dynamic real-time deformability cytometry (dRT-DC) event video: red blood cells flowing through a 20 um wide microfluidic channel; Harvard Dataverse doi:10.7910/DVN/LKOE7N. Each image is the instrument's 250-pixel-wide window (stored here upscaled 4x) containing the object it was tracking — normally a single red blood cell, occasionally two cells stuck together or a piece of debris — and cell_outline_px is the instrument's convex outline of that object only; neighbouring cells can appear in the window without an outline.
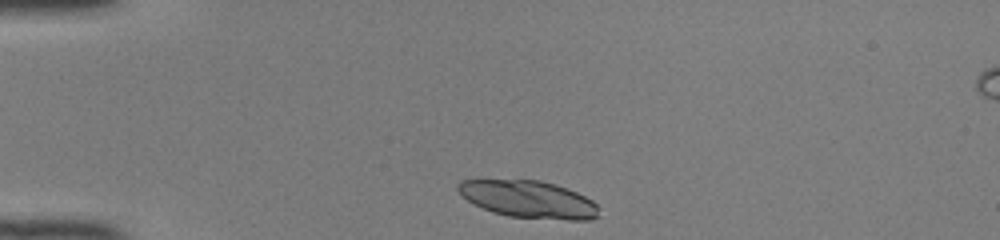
{"species": "common noctule bat (a hibernating species)", "species_latin": "Nyctalus noctula", "temperature_condition": "room temperature", "stored_images_in_passage": 38, "camera_frame_rate_fps": 3000, "um_per_image_px": 0.085, "animal": {"sex": "female", "body_mass_g": 22.0, "forearm_length_mm": 56.7}, "frame": {"image": 1, "passage_image": 1, "time_ms": 0.0, "image_size_px": [1000, 240], "cell_outline_px": [[596, 216], [592, 220], [568, 220], [508, 216], [492, 212], [468, 200], [456, 188], [456, 184], [460, 180], [540, 180], [556, 184], [568, 188], [592, 200], [596, 204]], "centroid_in_image_um": [44.92, 16.93], "position_along_channel_um": 40.1, "area_um2": 30.29}}